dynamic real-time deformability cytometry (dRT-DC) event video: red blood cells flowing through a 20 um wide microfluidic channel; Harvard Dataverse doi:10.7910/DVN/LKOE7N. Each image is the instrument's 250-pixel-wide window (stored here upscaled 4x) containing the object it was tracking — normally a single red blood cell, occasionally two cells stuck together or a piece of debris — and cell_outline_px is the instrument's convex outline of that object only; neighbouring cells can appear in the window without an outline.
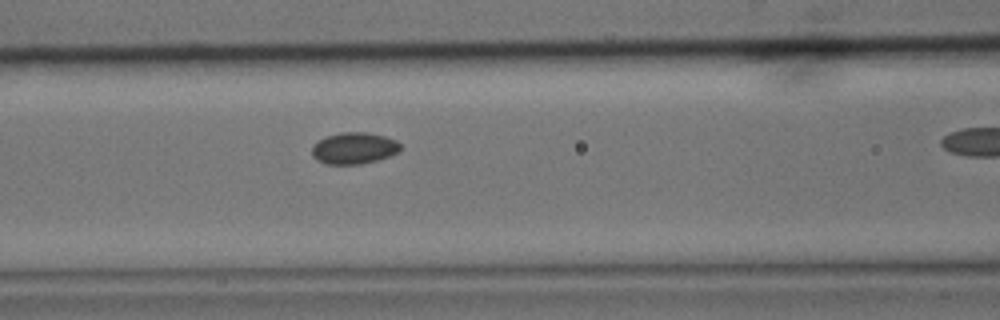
{"species": "common noctule bat (a hibernating species)", "species_latin": "Nyctalus noctula", "temperature_condition": "cold", "stored_images_in_passage": 20, "camera_frame_rate_fps": 3000, "um_per_image_px": 0.085, "animal": {"sex": "male", "body_mass_g": 15.6}, "frame": {"image": 1, "passage_image": 19, "time_ms": 6.0, "image_size_px": [1000, 320], "cell_outline_px": [[400, 152], [376, 160], [360, 164], [324, 164], [316, 160], [312, 156], [312, 144], [324, 136], [340, 132], [368, 132], [384, 136], [396, 140], [400, 144]], "centroid_in_image_um": [30.05, 12.59], "position_along_channel_um": 136.6, "area_um2": 16.47}}